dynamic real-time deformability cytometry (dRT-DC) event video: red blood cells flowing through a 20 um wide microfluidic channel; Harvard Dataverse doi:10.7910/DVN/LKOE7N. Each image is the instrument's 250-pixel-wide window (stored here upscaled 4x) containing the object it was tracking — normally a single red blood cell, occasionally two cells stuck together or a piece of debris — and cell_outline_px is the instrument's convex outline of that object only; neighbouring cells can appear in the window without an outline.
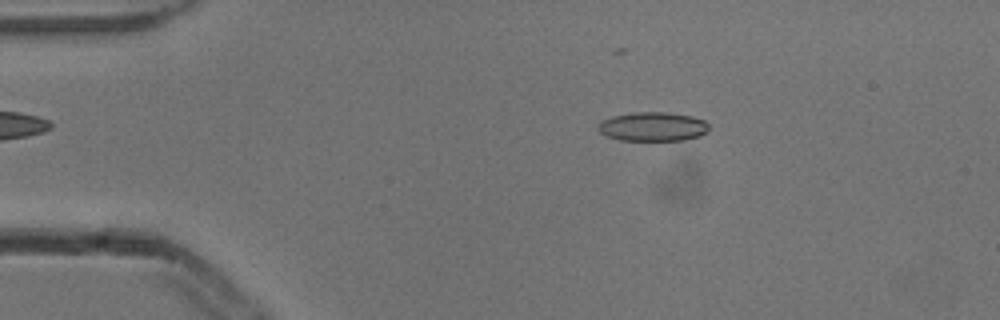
{"species": "common noctule bat (a hibernating species)", "species_latin": "Nyctalus noctula", "temperature_condition": "cold", "stored_images_in_passage": 4, "camera_frame_rate_fps": 3000, "um_per_image_px": 0.085, "animal": {"sex": "male", "body_mass_g": 13.3}, "frame": {"image": 1, "passage_image": 2, "time_ms": 0.333, "image_size_px": [1000, 320], "cell_outline_px": [[708, 132], [700, 136], [684, 140], [620, 140], [608, 136], [600, 132], [596, 128], [604, 120], [612, 116], [632, 112], [668, 112], [692, 116], [704, 120], [708, 124]], "centroid_in_image_um": [55.52, 10.76], "position_along_channel_um": 29.5, "area_um2": 18.79}}
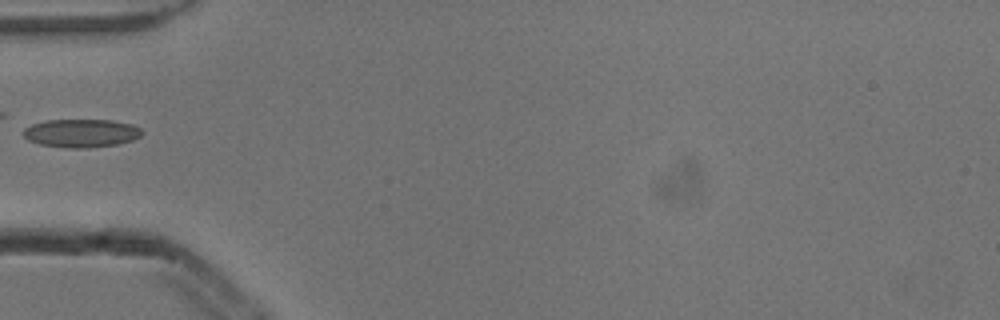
{"frame": {"image": 2, "passage_image": 4, "time_ms": 1.0, "image_size_px": [1000, 320], "cell_outline_px": [[140, 136], [132, 140], [116, 144], [88, 148], [68, 148], [40, 144], [28, 140], [24, 136], [24, 128], [32, 124], [48, 120], [112, 120], [132, 124], [140, 128]], "centroid_in_image_um": [6.89, 11.32], "position_along_channel_um": 78.1, "area_um2": 19.36}}